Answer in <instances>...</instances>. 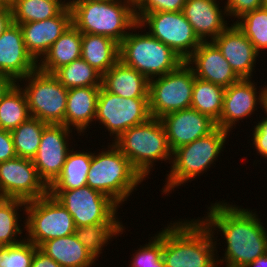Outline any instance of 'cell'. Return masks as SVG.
Returning <instances> with one entry per match:
<instances>
[{
  "instance_id": "cell-1",
  "label": "cell",
  "mask_w": 267,
  "mask_h": 267,
  "mask_svg": "<svg viewBox=\"0 0 267 267\" xmlns=\"http://www.w3.org/2000/svg\"><path fill=\"white\" fill-rule=\"evenodd\" d=\"M208 209L200 220L212 233L222 231L227 244L224 258H217V264L245 267L267 253V231L257 213L220 201Z\"/></svg>"
},
{
  "instance_id": "cell-2",
  "label": "cell",
  "mask_w": 267,
  "mask_h": 267,
  "mask_svg": "<svg viewBox=\"0 0 267 267\" xmlns=\"http://www.w3.org/2000/svg\"><path fill=\"white\" fill-rule=\"evenodd\" d=\"M212 233L199 219L178 221L163 229L164 267H218Z\"/></svg>"
},
{
  "instance_id": "cell-3",
  "label": "cell",
  "mask_w": 267,
  "mask_h": 267,
  "mask_svg": "<svg viewBox=\"0 0 267 267\" xmlns=\"http://www.w3.org/2000/svg\"><path fill=\"white\" fill-rule=\"evenodd\" d=\"M70 10L72 24L79 31L103 35L118 44L129 30L142 29L135 18V0H76Z\"/></svg>"
},
{
  "instance_id": "cell-4",
  "label": "cell",
  "mask_w": 267,
  "mask_h": 267,
  "mask_svg": "<svg viewBox=\"0 0 267 267\" xmlns=\"http://www.w3.org/2000/svg\"><path fill=\"white\" fill-rule=\"evenodd\" d=\"M143 180L113 143L108 146V150L92 153L87 186L106 195L118 206L126 201Z\"/></svg>"
},
{
  "instance_id": "cell-5",
  "label": "cell",
  "mask_w": 267,
  "mask_h": 267,
  "mask_svg": "<svg viewBox=\"0 0 267 267\" xmlns=\"http://www.w3.org/2000/svg\"><path fill=\"white\" fill-rule=\"evenodd\" d=\"M113 144L131 162L134 169L145 179L156 161L172 160L165 129L160 119L133 126L123 132Z\"/></svg>"
},
{
  "instance_id": "cell-6",
  "label": "cell",
  "mask_w": 267,
  "mask_h": 267,
  "mask_svg": "<svg viewBox=\"0 0 267 267\" xmlns=\"http://www.w3.org/2000/svg\"><path fill=\"white\" fill-rule=\"evenodd\" d=\"M228 133L230 132L217 127L210 134L174 150L172 161H170L171 170L167 174V181L162 192L168 195L175 187L206 172L223 151Z\"/></svg>"
},
{
  "instance_id": "cell-7",
  "label": "cell",
  "mask_w": 267,
  "mask_h": 267,
  "mask_svg": "<svg viewBox=\"0 0 267 267\" xmlns=\"http://www.w3.org/2000/svg\"><path fill=\"white\" fill-rule=\"evenodd\" d=\"M119 60L148 80L163 76L184 62L177 53L148 32L139 34L130 30L119 44Z\"/></svg>"
},
{
  "instance_id": "cell-8",
  "label": "cell",
  "mask_w": 267,
  "mask_h": 267,
  "mask_svg": "<svg viewBox=\"0 0 267 267\" xmlns=\"http://www.w3.org/2000/svg\"><path fill=\"white\" fill-rule=\"evenodd\" d=\"M25 219L26 240L39 247L47 240L65 237L75 233L76 225L72 215L53 196H45L26 202L23 209Z\"/></svg>"
},
{
  "instance_id": "cell-9",
  "label": "cell",
  "mask_w": 267,
  "mask_h": 267,
  "mask_svg": "<svg viewBox=\"0 0 267 267\" xmlns=\"http://www.w3.org/2000/svg\"><path fill=\"white\" fill-rule=\"evenodd\" d=\"M24 79L28 82L23 91L30 116L49 125H65L68 89L53 74L42 72L38 68L19 82H24Z\"/></svg>"
},
{
  "instance_id": "cell-10",
  "label": "cell",
  "mask_w": 267,
  "mask_h": 267,
  "mask_svg": "<svg viewBox=\"0 0 267 267\" xmlns=\"http://www.w3.org/2000/svg\"><path fill=\"white\" fill-rule=\"evenodd\" d=\"M195 75L185 61L175 70L149 80V111L151 118L162 116L191 106Z\"/></svg>"
},
{
  "instance_id": "cell-11",
  "label": "cell",
  "mask_w": 267,
  "mask_h": 267,
  "mask_svg": "<svg viewBox=\"0 0 267 267\" xmlns=\"http://www.w3.org/2000/svg\"><path fill=\"white\" fill-rule=\"evenodd\" d=\"M151 118L148 98H122L100 87L95 122L102 123L116 140L133 126Z\"/></svg>"
},
{
  "instance_id": "cell-12",
  "label": "cell",
  "mask_w": 267,
  "mask_h": 267,
  "mask_svg": "<svg viewBox=\"0 0 267 267\" xmlns=\"http://www.w3.org/2000/svg\"><path fill=\"white\" fill-rule=\"evenodd\" d=\"M48 193L72 215L76 227L108 222L120 207L87 185L72 190H48Z\"/></svg>"
},
{
  "instance_id": "cell-13",
  "label": "cell",
  "mask_w": 267,
  "mask_h": 267,
  "mask_svg": "<svg viewBox=\"0 0 267 267\" xmlns=\"http://www.w3.org/2000/svg\"><path fill=\"white\" fill-rule=\"evenodd\" d=\"M138 24L147 25L152 37L166 44L184 61L202 42L182 11L149 13Z\"/></svg>"
},
{
  "instance_id": "cell-14",
  "label": "cell",
  "mask_w": 267,
  "mask_h": 267,
  "mask_svg": "<svg viewBox=\"0 0 267 267\" xmlns=\"http://www.w3.org/2000/svg\"><path fill=\"white\" fill-rule=\"evenodd\" d=\"M48 193L32 159L15 157L0 163V197L36 200Z\"/></svg>"
},
{
  "instance_id": "cell-15",
  "label": "cell",
  "mask_w": 267,
  "mask_h": 267,
  "mask_svg": "<svg viewBox=\"0 0 267 267\" xmlns=\"http://www.w3.org/2000/svg\"><path fill=\"white\" fill-rule=\"evenodd\" d=\"M72 130L63 124L47 125L40 146L32 159L39 178L49 187L60 175L68 152V138Z\"/></svg>"
},
{
  "instance_id": "cell-16",
  "label": "cell",
  "mask_w": 267,
  "mask_h": 267,
  "mask_svg": "<svg viewBox=\"0 0 267 267\" xmlns=\"http://www.w3.org/2000/svg\"><path fill=\"white\" fill-rule=\"evenodd\" d=\"M255 83L251 79H240L237 83L225 88L223 96V109L219 121L216 123L217 127L231 131L236 122L243 118L250 117L259 103L266 109L267 86H263L258 92Z\"/></svg>"
},
{
  "instance_id": "cell-17",
  "label": "cell",
  "mask_w": 267,
  "mask_h": 267,
  "mask_svg": "<svg viewBox=\"0 0 267 267\" xmlns=\"http://www.w3.org/2000/svg\"><path fill=\"white\" fill-rule=\"evenodd\" d=\"M160 121L172 152L217 128L214 120L192 108L168 113L162 116Z\"/></svg>"
},
{
  "instance_id": "cell-18",
  "label": "cell",
  "mask_w": 267,
  "mask_h": 267,
  "mask_svg": "<svg viewBox=\"0 0 267 267\" xmlns=\"http://www.w3.org/2000/svg\"><path fill=\"white\" fill-rule=\"evenodd\" d=\"M185 62L191 66L195 77L223 88L240 80L220 49L211 40L202 41Z\"/></svg>"
},
{
  "instance_id": "cell-19",
  "label": "cell",
  "mask_w": 267,
  "mask_h": 267,
  "mask_svg": "<svg viewBox=\"0 0 267 267\" xmlns=\"http://www.w3.org/2000/svg\"><path fill=\"white\" fill-rule=\"evenodd\" d=\"M38 68V63L27 52L21 27L12 23L0 35V73L15 82Z\"/></svg>"
},
{
  "instance_id": "cell-20",
  "label": "cell",
  "mask_w": 267,
  "mask_h": 267,
  "mask_svg": "<svg viewBox=\"0 0 267 267\" xmlns=\"http://www.w3.org/2000/svg\"><path fill=\"white\" fill-rule=\"evenodd\" d=\"M71 24L70 7L50 19L19 24L27 52L38 63Z\"/></svg>"
},
{
  "instance_id": "cell-21",
  "label": "cell",
  "mask_w": 267,
  "mask_h": 267,
  "mask_svg": "<svg viewBox=\"0 0 267 267\" xmlns=\"http://www.w3.org/2000/svg\"><path fill=\"white\" fill-rule=\"evenodd\" d=\"M213 42L240 79H252L259 53L235 23L220 33Z\"/></svg>"
},
{
  "instance_id": "cell-22",
  "label": "cell",
  "mask_w": 267,
  "mask_h": 267,
  "mask_svg": "<svg viewBox=\"0 0 267 267\" xmlns=\"http://www.w3.org/2000/svg\"><path fill=\"white\" fill-rule=\"evenodd\" d=\"M223 8L219 9L217 0H186L182 12L201 41H213L229 27L225 20L228 13Z\"/></svg>"
},
{
  "instance_id": "cell-23",
  "label": "cell",
  "mask_w": 267,
  "mask_h": 267,
  "mask_svg": "<svg viewBox=\"0 0 267 267\" xmlns=\"http://www.w3.org/2000/svg\"><path fill=\"white\" fill-rule=\"evenodd\" d=\"M102 87L122 98H148L149 80L118 60L102 75Z\"/></svg>"
},
{
  "instance_id": "cell-24",
  "label": "cell",
  "mask_w": 267,
  "mask_h": 267,
  "mask_svg": "<svg viewBox=\"0 0 267 267\" xmlns=\"http://www.w3.org/2000/svg\"><path fill=\"white\" fill-rule=\"evenodd\" d=\"M100 87H79L68 89L65 111V126L76 129L77 133L85 132L91 122L95 121L97 99ZM71 126L73 128H71ZM85 130V131H84Z\"/></svg>"
},
{
  "instance_id": "cell-25",
  "label": "cell",
  "mask_w": 267,
  "mask_h": 267,
  "mask_svg": "<svg viewBox=\"0 0 267 267\" xmlns=\"http://www.w3.org/2000/svg\"><path fill=\"white\" fill-rule=\"evenodd\" d=\"M62 267H90L96 259L74 234L47 240L38 247Z\"/></svg>"
},
{
  "instance_id": "cell-26",
  "label": "cell",
  "mask_w": 267,
  "mask_h": 267,
  "mask_svg": "<svg viewBox=\"0 0 267 267\" xmlns=\"http://www.w3.org/2000/svg\"><path fill=\"white\" fill-rule=\"evenodd\" d=\"M82 32L71 24L51 45L44 59L38 61V69L53 74L57 69L81 58Z\"/></svg>"
},
{
  "instance_id": "cell-27",
  "label": "cell",
  "mask_w": 267,
  "mask_h": 267,
  "mask_svg": "<svg viewBox=\"0 0 267 267\" xmlns=\"http://www.w3.org/2000/svg\"><path fill=\"white\" fill-rule=\"evenodd\" d=\"M81 58L103 75L119 60V44L103 35L82 33Z\"/></svg>"
},
{
  "instance_id": "cell-28",
  "label": "cell",
  "mask_w": 267,
  "mask_h": 267,
  "mask_svg": "<svg viewBox=\"0 0 267 267\" xmlns=\"http://www.w3.org/2000/svg\"><path fill=\"white\" fill-rule=\"evenodd\" d=\"M70 149L60 175L48 187V190H72L87 185L92 153Z\"/></svg>"
},
{
  "instance_id": "cell-29",
  "label": "cell",
  "mask_w": 267,
  "mask_h": 267,
  "mask_svg": "<svg viewBox=\"0 0 267 267\" xmlns=\"http://www.w3.org/2000/svg\"><path fill=\"white\" fill-rule=\"evenodd\" d=\"M117 213L105 223L76 227L75 235L84 247L97 259L108 240L119 233L123 234L124 226L117 218ZM113 236V237H112Z\"/></svg>"
},
{
  "instance_id": "cell-30",
  "label": "cell",
  "mask_w": 267,
  "mask_h": 267,
  "mask_svg": "<svg viewBox=\"0 0 267 267\" xmlns=\"http://www.w3.org/2000/svg\"><path fill=\"white\" fill-rule=\"evenodd\" d=\"M225 88L195 77L190 108L210 117L216 123L223 109Z\"/></svg>"
},
{
  "instance_id": "cell-31",
  "label": "cell",
  "mask_w": 267,
  "mask_h": 267,
  "mask_svg": "<svg viewBox=\"0 0 267 267\" xmlns=\"http://www.w3.org/2000/svg\"><path fill=\"white\" fill-rule=\"evenodd\" d=\"M16 82L11 89L0 99V128L12 131L31 116L26 95Z\"/></svg>"
},
{
  "instance_id": "cell-32",
  "label": "cell",
  "mask_w": 267,
  "mask_h": 267,
  "mask_svg": "<svg viewBox=\"0 0 267 267\" xmlns=\"http://www.w3.org/2000/svg\"><path fill=\"white\" fill-rule=\"evenodd\" d=\"M10 6L17 25L53 18L65 8L59 0H14Z\"/></svg>"
},
{
  "instance_id": "cell-33",
  "label": "cell",
  "mask_w": 267,
  "mask_h": 267,
  "mask_svg": "<svg viewBox=\"0 0 267 267\" xmlns=\"http://www.w3.org/2000/svg\"><path fill=\"white\" fill-rule=\"evenodd\" d=\"M53 75L67 89L102 86V74L82 58L60 67Z\"/></svg>"
},
{
  "instance_id": "cell-34",
  "label": "cell",
  "mask_w": 267,
  "mask_h": 267,
  "mask_svg": "<svg viewBox=\"0 0 267 267\" xmlns=\"http://www.w3.org/2000/svg\"><path fill=\"white\" fill-rule=\"evenodd\" d=\"M47 125L30 117L11 131L17 157L33 159L36 156L43 130Z\"/></svg>"
},
{
  "instance_id": "cell-35",
  "label": "cell",
  "mask_w": 267,
  "mask_h": 267,
  "mask_svg": "<svg viewBox=\"0 0 267 267\" xmlns=\"http://www.w3.org/2000/svg\"><path fill=\"white\" fill-rule=\"evenodd\" d=\"M20 207V208H19ZM26 207V202L20 199L0 197V247L11 246L22 242L17 239L22 234L21 226L18 224L19 209Z\"/></svg>"
},
{
  "instance_id": "cell-36",
  "label": "cell",
  "mask_w": 267,
  "mask_h": 267,
  "mask_svg": "<svg viewBox=\"0 0 267 267\" xmlns=\"http://www.w3.org/2000/svg\"><path fill=\"white\" fill-rule=\"evenodd\" d=\"M240 19V20H239ZM238 28L254 45L255 50L267 49V9L258 8L242 15L236 22Z\"/></svg>"
},
{
  "instance_id": "cell-37",
  "label": "cell",
  "mask_w": 267,
  "mask_h": 267,
  "mask_svg": "<svg viewBox=\"0 0 267 267\" xmlns=\"http://www.w3.org/2000/svg\"><path fill=\"white\" fill-rule=\"evenodd\" d=\"M37 248L26 239L15 245L0 247V267H31Z\"/></svg>"
},
{
  "instance_id": "cell-38",
  "label": "cell",
  "mask_w": 267,
  "mask_h": 267,
  "mask_svg": "<svg viewBox=\"0 0 267 267\" xmlns=\"http://www.w3.org/2000/svg\"><path fill=\"white\" fill-rule=\"evenodd\" d=\"M163 250V230L145 244L140 246L136 250L135 255L133 254V259L130 261V267H164V262L162 259Z\"/></svg>"
},
{
  "instance_id": "cell-39",
  "label": "cell",
  "mask_w": 267,
  "mask_h": 267,
  "mask_svg": "<svg viewBox=\"0 0 267 267\" xmlns=\"http://www.w3.org/2000/svg\"><path fill=\"white\" fill-rule=\"evenodd\" d=\"M186 0H135V18L137 23L149 13L181 12Z\"/></svg>"
},
{
  "instance_id": "cell-40",
  "label": "cell",
  "mask_w": 267,
  "mask_h": 267,
  "mask_svg": "<svg viewBox=\"0 0 267 267\" xmlns=\"http://www.w3.org/2000/svg\"><path fill=\"white\" fill-rule=\"evenodd\" d=\"M263 0H227L226 10L229 16L240 18L249 11L261 8Z\"/></svg>"
},
{
  "instance_id": "cell-41",
  "label": "cell",
  "mask_w": 267,
  "mask_h": 267,
  "mask_svg": "<svg viewBox=\"0 0 267 267\" xmlns=\"http://www.w3.org/2000/svg\"><path fill=\"white\" fill-rule=\"evenodd\" d=\"M264 111L267 115V110L265 109ZM252 139L257 153L267 159V117H263V120H261L257 123L256 126H254Z\"/></svg>"
},
{
  "instance_id": "cell-42",
  "label": "cell",
  "mask_w": 267,
  "mask_h": 267,
  "mask_svg": "<svg viewBox=\"0 0 267 267\" xmlns=\"http://www.w3.org/2000/svg\"><path fill=\"white\" fill-rule=\"evenodd\" d=\"M17 157L11 131L0 128V163Z\"/></svg>"
},
{
  "instance_id": "cell-43",
  "label": "cell",
  "mask_w": 267,
  "mask_h": 267,
  "mask_svg": "<svg viewBox=\"0 0 267 267\" xmlns=\"http://www.w3.org/2000/svg\"><path fill=\"white\" fill-rule=\"evenodd\" d=\"M31 267H62L39 248L36 249Z\"/></svg>"
},
{
  "instance_id": "cell-44",
  "label": "cell",
  "mask_w": 267,
  "mask_h": 267,
  "mask_svg": "<svg viewBox=\"0 0 267 267\" xmlns=\"http://www.w3.org/2000/svg\"><path fill=\"white\" fill-rule=\"evenodd\" d=\"M13 23L12 10L9 5H0V35Z\"/></svg>"
},
{
  "instance_id": "cell-45",
  "label": "cell",
  "mask_w": 267,
  "mask_h": 267,
  "mask_svg": "<svg viewBox=\"0 0 267 267\" xmlns=\"http://www.w3.org/2000/svg\"><path fill=\"white\" fill-rule=\"evenodd\" d=\"M16 82L8 75L0 73V99L13 87Z\"/></svg>"
},
{
  "instance_id": "cell-46",
  "label": "cell",
  "mask_w": 267,
  "mask_h": 267,
  "mask_svg": "<svg viewBox=\"0 0 267 267\" xmlns=\"http://www.w3.org/2000/svg\"><path fill=\"white\" fill-rule=\"evenodd\" d=\"M245 267H267V253L257 258L254 262L248 263Z\"/></svg>"
},
{
  "instance_id": "cell-47",
  "label": "cell",
  "mask_w": 267,
  "mask_h": 267,
  "mask_svg": "<svg viewBox=\"0 0 267 267\" xmlns=\"http://www.w3.org/2000/svg\"><path fill=\"white\" fill-rule=\"evenodd\" d=\"M14 0H0V5H11Z\"/></svg>"
},
{
  "instance_id": "cell-48",
  "label": "cell",
  "mask_w": 267,
  "mask_h": 267,
  "mask_svg": "<svg viewBox=\"0 0 267 267\" xmlns=\"http://www.w3.org/2000/svg\"><path fill=\"white\" fill-rule=\"evenodd\" d=\"M65 7H70V4H71V0L70 1H68V2H65V0L64 1H62V0H59Z\"/></svg>"
},
{
  "instance_id": "cell-49",
  "label": "cell",
  "mask_w": 267,
  "mask_h": 267,
  "mask_svg": "<svg viewBox=\"0 0 267 267\" xmlns=\"http://www.w3.org/2000/svg\"><path fill=\"white\" fill-rule=\"evenodd\" d=\"M262 7L267 9V0H263V5H262Z\"/></svg>"
}]
</instances>
